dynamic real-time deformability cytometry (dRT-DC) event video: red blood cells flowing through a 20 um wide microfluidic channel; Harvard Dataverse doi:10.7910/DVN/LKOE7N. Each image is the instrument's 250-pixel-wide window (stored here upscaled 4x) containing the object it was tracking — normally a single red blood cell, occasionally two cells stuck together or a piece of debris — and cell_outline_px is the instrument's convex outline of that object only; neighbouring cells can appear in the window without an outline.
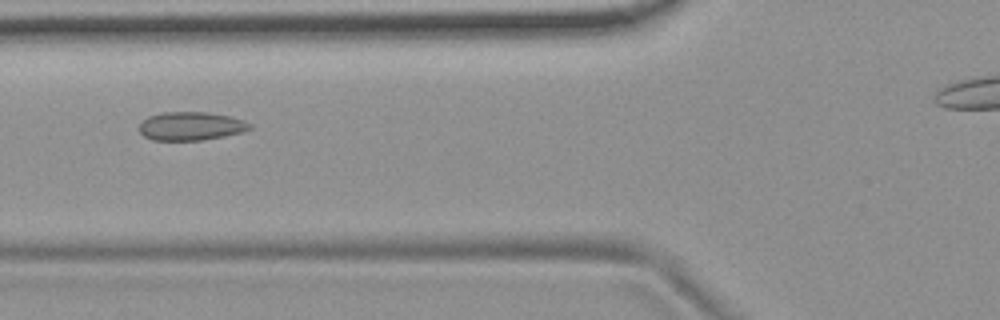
{"species": "common noctule bat (a hibernating species)", "species_latin": "Nyctalus noctula", "temperature_condition": "room temperature", "stored_images_in_passage": 49, "camera_frame_rate_fps": 3000, "um_per_image_px": 0.085, "animal": {"sex": "female", "body_mass_g": 19.9}, "frame": {"image": 1, "passage_image": 21, "time_ms": 6.667, "image_size_px": [1000, 320], "cell_outline_px": [[252, 128], [240, 132], [224, 136], [200, 140], [152, 140], [144, 136], [140, 132], [140, 124], [148, 116], [164, 112], [208, 112], [228, 116], [244, 120], [252, 124]], "centroid_in_image_um": [16.23, 10.71], "position_along_channel_um": 109.6, "area_um2": 18.21}}
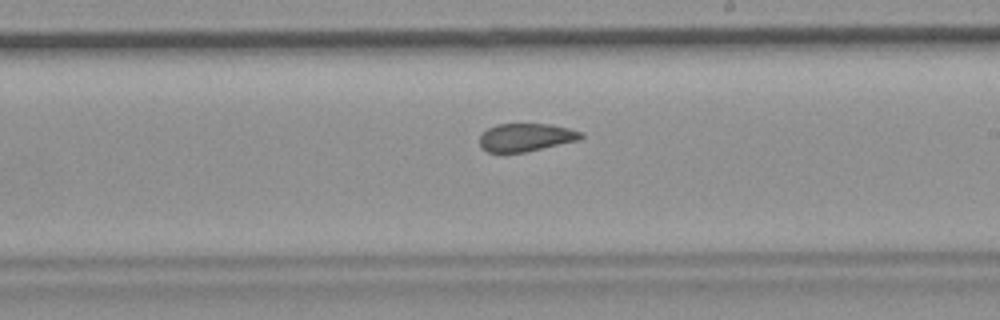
{"frame": {"image": 2, "passage_image": 32, "time_ms": 10.333, "image_size_px": [1000, 320], "cell_outline_px": [[584, 136], [580, 140], [524, 152], [488, 152], [480, 148], [480, 136], [488, 128], [496, 124], [548, 124], [568, 128], [584, 132]], "centroid_in_image_um": [44.72, 11.67], "position_along_channel_um": 244.3, "area_um2": 16.53}}
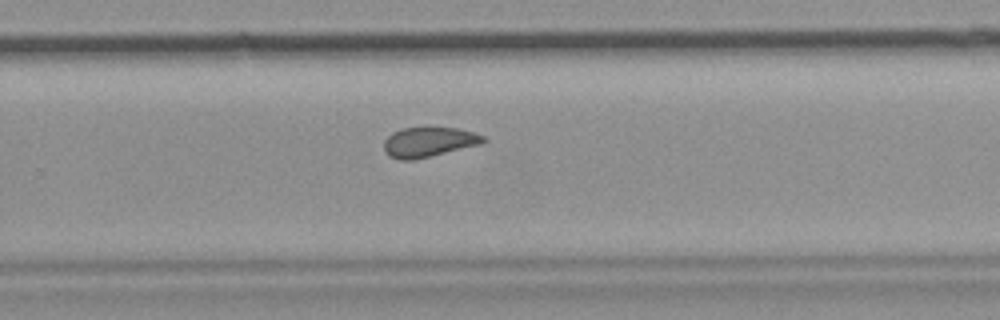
{"frame": {"image": 3, "passage_image": 36, "time_ms": 11.667, "image_size_px": [1000, 320], "cell_outline_px": [[488, 140], [484, 144], [412, 160], [400, 160], [388, 156], [384, 152], [384, 140], [392, 132], [400, 128], [456, 128], [472, 132], [484, 136]], "centroid_in_image_um": [36.44, 12.08], "position_along_channel_um": 293.4, "area_um2": 17.4}}